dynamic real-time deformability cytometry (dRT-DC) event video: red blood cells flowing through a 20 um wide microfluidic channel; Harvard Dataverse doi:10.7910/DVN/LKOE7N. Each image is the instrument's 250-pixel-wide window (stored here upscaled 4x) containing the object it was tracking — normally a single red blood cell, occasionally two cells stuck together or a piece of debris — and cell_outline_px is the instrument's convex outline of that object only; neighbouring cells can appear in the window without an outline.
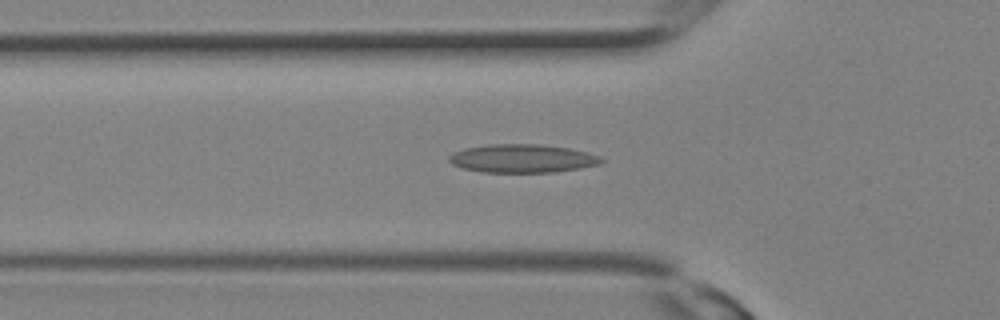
{"species": "Egyptian fruit bat (a non-hibernating species)", "species_latin": "Rousettus aegyptiacus", "temperature_condition": "room temperature", "stored_images_in_passage": 16, "camera_frame_rate_fps": 3000, "um_per_image_px": 0.085, "animal": {"sex": "female"}, "frame": {"image": 1, "passage_image": 10, "time_ms": 3.0, "image_size_px": [1000, 320], "cell_outline_px": [[604, 160], [600, 164], [580, 168], [552, 172], [480, 172], [460, 168], [452, 164], [448, 160], [448, 156], [452, 152], [464, 148], [488, 144], [540, 144], [568, 148], [600, 156]], "centroid_in_image_um": [44.33, 13.47], "position_along_channel_um": 81.5, "area_um2": 25.26}}
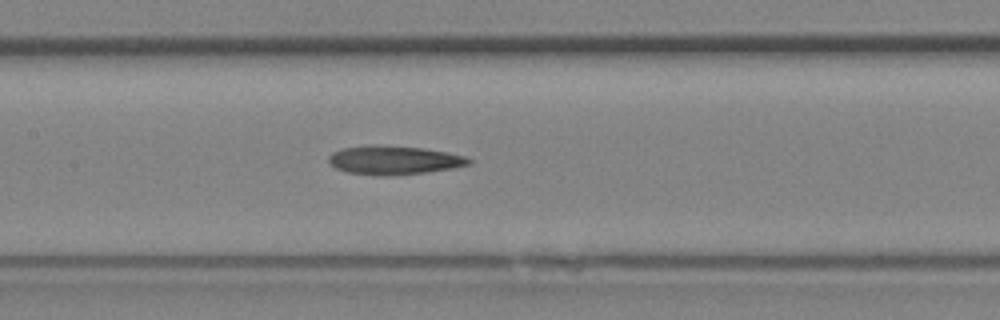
{"frame": {"image": 2, "passage_image": 14, "time_ms": 4.333, "image_size_px": [1000, 320], "cell_outline_px": [[472, 164], [452, 168], [424, 172], [348, 172], [336, 168], [328, 164], [328, 156], [332, 152], [340, 148], [372, 144], [376, 144], [424, 148], [448, 152], [464, 156], [472, 160]], "centroid_in_image_um": [33.48, 13.53], "position_along_channel_um": 173.9, "area_um2": 22.54}}
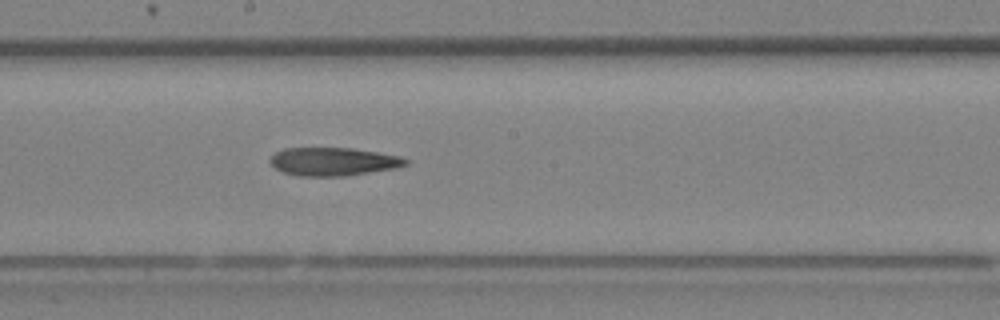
{"frame": {"image": 3, "passage_image": 16, "time_ms": 5.0, "image_size_px": [1000, 320], "cell_outline_px": [[408, 164], [396, 168], [344, 176], [300, 176], [284, 172], [276, 168], [268, 160], [276, 152], [284, 148], [352, 148], [400, 156], [408, 160]], "centroid_in_image_um": [28.33, 13.73], "position_along_channel_um": 219.9, "area_um2": 22.14}}